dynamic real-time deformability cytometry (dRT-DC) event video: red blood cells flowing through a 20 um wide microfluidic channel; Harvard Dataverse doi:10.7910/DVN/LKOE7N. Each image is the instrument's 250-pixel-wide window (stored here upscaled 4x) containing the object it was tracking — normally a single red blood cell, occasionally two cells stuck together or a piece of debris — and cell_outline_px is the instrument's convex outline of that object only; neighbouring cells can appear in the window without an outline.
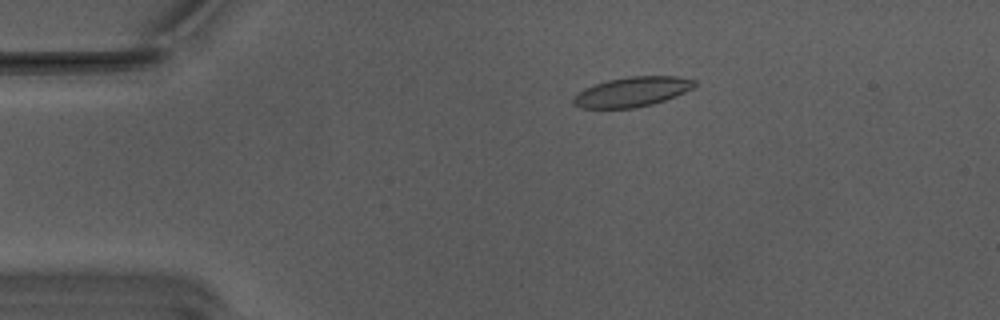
{"species": "Egyptian fruit bat (a non-hibernating species)", "species_latin": "Rousettus aegyptiacus", "temperature_condition": "warm", "stored_images_in_passage": 46, "camera_frame_rate_fps": 3000, "um_per_image_px": 0.085, "animal": {"sex": "male"}, "frame": {"image": 1, "passage_image": 2, "time_ms": 0.333, "image_size_px": [1000, 320], "cell_outline_px": [[696, 84], [692, 88], [676, 96], [652, 104], [636, 108], [580, 108], [572, 100], [572, 96], [584, 88], [608, 80], [628, 76], [676, 76], [696, 80]], "centroid_in_image_um": [53.72, 7.8], "position_along_channel_um": 31.3, "area_um2": 20.98}}
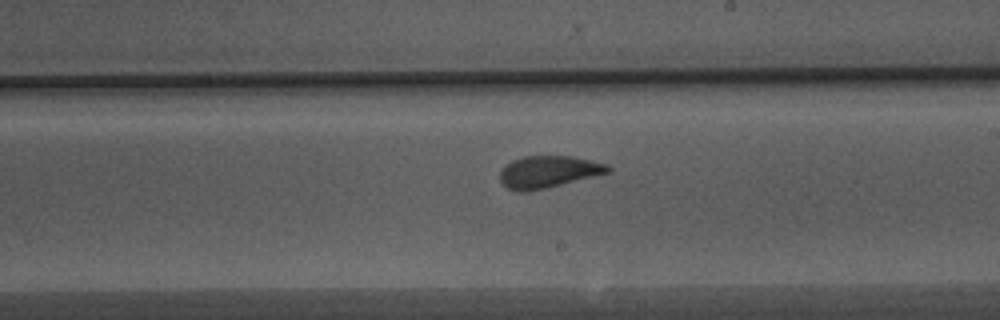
{"frame": {"image": 2, "passage_image": 23, "time_ms": 7.333, "image_size_px": [1000, 320], "cell_outline_px": [[612, 172], [544, 188], [524, 192], [520, 192], [508, 188], [500, 180], [500, 172], [512, 160], [524, 156], [572, 156], [608, 164], [612, 168]], "centroid_in_image_um": [46.65, 14.59], "position_along_channel_um": 242.3, "area_um2": 19.94}}
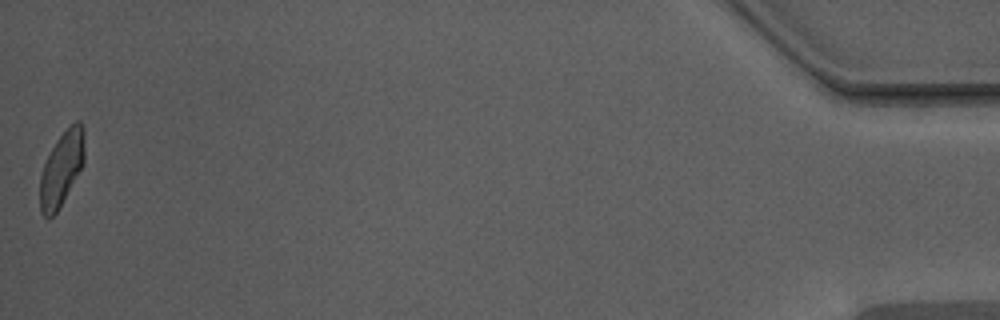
{"frame": {"image": 3, "passage_image": 46, "time_ms": 15.0, "image_size_px": [1000, 320], "cell_outline_px": [[84, 164], [56, 212], [48, 220], [40, 212], [40, 176], [44, 164], [56, 140], [76, 120], [80, 120], [84, 128]], "centroid_in_image_um": [5.24, 14.33], "position_along_channel_um": 430.0, "area_um2": 19.07}, "authors_computed_cell_mechanics": {"area_um2": 20.2011, "velocity_mm_per_s": 3.7687, "shape_relaxation_time_tau1_ms": 5.2258, "shape_relaxation_time_tau2_ms": 1.2216, "deformation_change_tau1": 0.1436, "deformation_change_tau2": 0.0692}}